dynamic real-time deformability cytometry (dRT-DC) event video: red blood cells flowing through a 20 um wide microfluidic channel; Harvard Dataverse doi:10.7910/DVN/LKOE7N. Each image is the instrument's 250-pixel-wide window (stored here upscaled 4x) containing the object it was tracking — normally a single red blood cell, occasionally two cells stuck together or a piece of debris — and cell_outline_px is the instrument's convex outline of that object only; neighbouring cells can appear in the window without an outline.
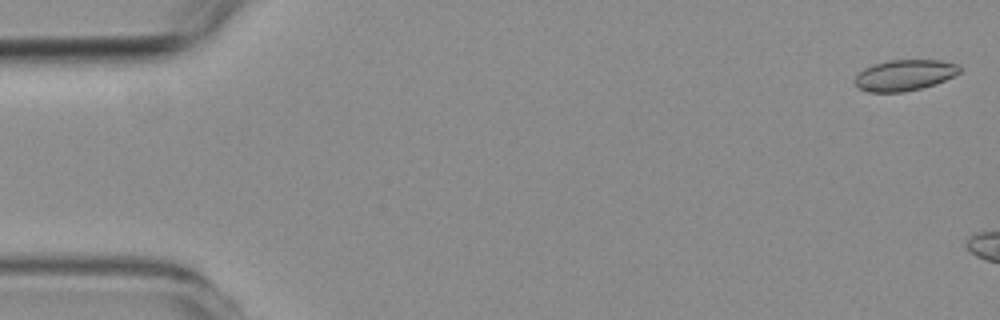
{"species": "common noctule bat (a hibernating species)", "species_latin": "Nyctalus noctula", "temperature_condition": "room temperature", "stored_images_in_passage": 6, "camera_frame_rate_fps": 3000, "um_per_image_px": 0.085, "animal": {"sex": "female", "body_mass_g": 19.3, "forearm_length_mm": 54.1}, "frame": {"image": 1, "passage_image": 2, "time_ms": 0.333, "image_size_px": [1000, 320], "cell_outline_px": [[960, 72], [936, 84], [904, 92], [868, 92], [856, 88], [852, 80], [864, 68], [872, 64], [888, 60], [940, 60], [960, 64]], "centroid_in_image_um": [76.84, 6.39], "position_along_channel_um": 8.2, "area_um2": 19.13}}